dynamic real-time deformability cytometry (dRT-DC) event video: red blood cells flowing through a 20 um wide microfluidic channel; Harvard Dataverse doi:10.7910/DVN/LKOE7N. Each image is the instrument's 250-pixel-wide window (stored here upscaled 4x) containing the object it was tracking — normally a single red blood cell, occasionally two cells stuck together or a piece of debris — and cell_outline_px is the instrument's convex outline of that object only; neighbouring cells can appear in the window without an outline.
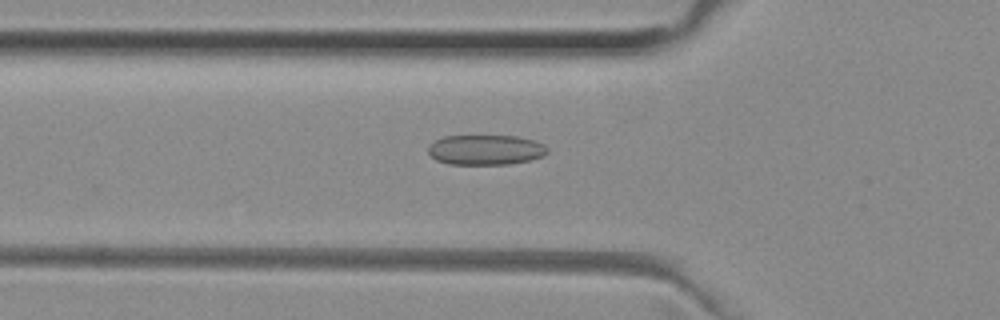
{"species": "common noctule bat (a hibernating species)", "species_latin": "Nyctalus noctula", "temperature_condition": "room temperature", "stored_images_in_passage": 34, "camera_frame_rate_fps": 3000, "um_per_image_px": 0.085, "animal": {"sex": "female", "body_mass_g": 29.2, "forearm_length_mm": 56.3}, "frame": {"image": 1, "passage_image": 4, "time_ms": 1.0, "image_size_px": [1000, 320], "cell_outline_px": [[548, 152], [544, 156], [532, 160], [508, 164], [448, 164], [436, 160], [428, 152], [428, 144], [444, 136], [516, 136], [532, 140], [544, 144], [548, 148]], "centroid_in_image_um": [41.29, 12.74], "position_along_channel_um": 84.5, "area_um2": 20.98}}
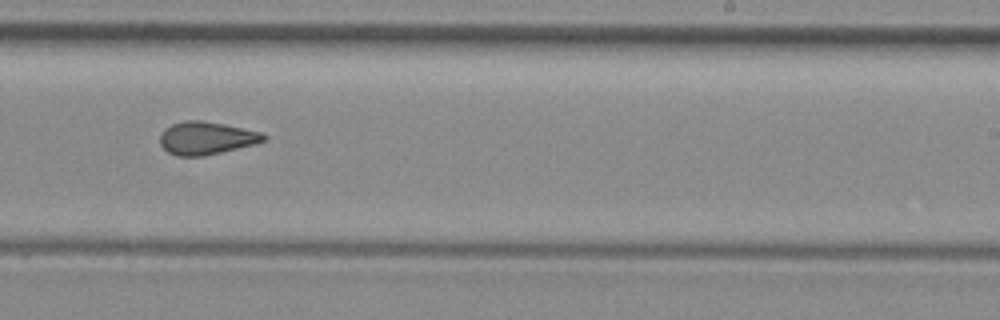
{"frame": {"image": 2, "passage_image": 18, "time_ms": 5.667, "image_size_px": [1000, 320], "cell_outline_px": [[268, 136], [264, 140], [256, 144], [204, 156], [176, 156], [168, 152], [160, 144], [160, 136], [172, 124], [184, 120], [200, 120], [224, 124], [260, 132]], "centroid_in_image_um": [17.55, 11.74], "position_along_channel_um": 271.5, "area_um2": 19.65}}
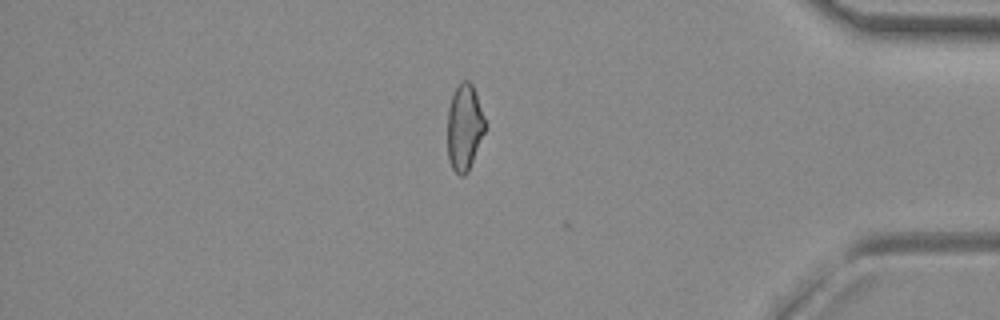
{"frame": {"image": 3, "passage_image": 30, "time_ms": 9.667, "image_size_px": [1000, 320], "cell_outline_px": [[488, 124], [468, 172], [464, 176], [460, 176], [452, 168], [448, 160], [448, 108], [452, 96], [460, 80], [468, 80], [472, 84]], "centroid_in_image_um": [39.49, 10.82], "position_along_channel_um": 395.7, "area_um2": 19.13}, "authors_computed_cell_mechanics": {"area_um2": 19.652, "velocity_mm_per_s": 3.9935, "shape_relaxation_time_tau1_ms": null, "shape_relaxation_time_tau2_ms": 1.808, "deformation_change_tau1": null, "deformation_change_tau2": 0.0938}}